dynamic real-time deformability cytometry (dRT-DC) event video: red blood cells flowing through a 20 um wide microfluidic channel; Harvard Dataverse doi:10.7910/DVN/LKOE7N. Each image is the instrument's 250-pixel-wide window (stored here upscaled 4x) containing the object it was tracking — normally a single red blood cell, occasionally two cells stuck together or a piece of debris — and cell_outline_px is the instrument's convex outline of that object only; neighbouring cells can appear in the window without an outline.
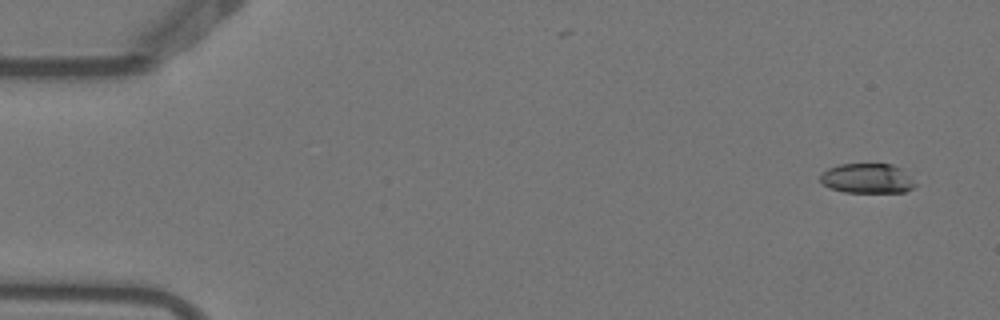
{"species": "Egyptian fruit bat (a non-hibernating species)", "species_latin": "Rousettus aegyptiacus", "temperature_condition": "warm", "stored_images_in_passage": 6, "camera_frame_rate_fps": 3000, "um_per_image_px": 0.085, "animal": {"sex": "female"}, "frame": {"image": 1, "passage_image": 1, "time_ms": 0.0, "image_size_px": [1000, 320], "cell_outline_px": [[916, 184], [912, 188], [904, 192], [844, 192], [832, 188], [824, 184], [820, 180], [820, 176], [828, 168], [840, 164], [892, 164], [900, 168]], "centroid_in_image_um": [73.7, 15.16], "position_along_channel_um": 11.3, "area_um2": 16.18}}
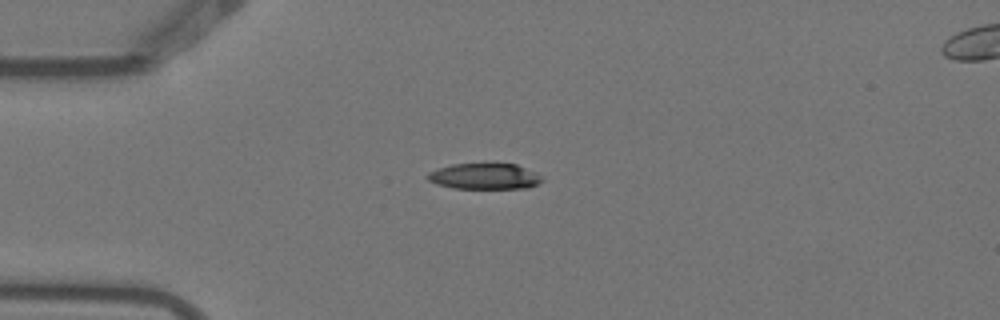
{"frame": {"image": 2, "passage_image": 4, "time_ms": 1.0, "image_size_px": [1000, 320], "cell_outline_px": [[544, 180], [536, 184], [524, 188], [452, 188], [436, 184], [428, 180], [424, 176], [428, 172], [452, 164], [516, 164], [536, 172]], "centroid_in_image_um": [41.15, 14.99], "position_along_channel_um": 43.9, "area_um2": 17.17}}
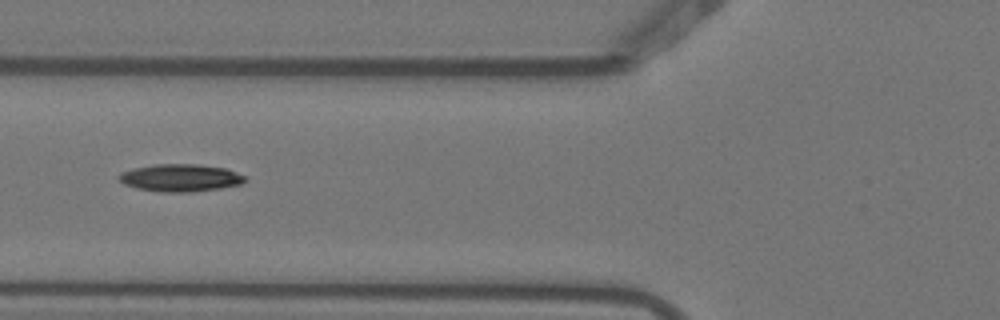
{"frame": {"image": 3, "passage_image": 6, "time_ms": 1.667, "image_size_px": [1000, 320], "cell_outline_px": [[248, 180], [240, 184], [220, 188], [192, 192], [160, 192], [136, 188], [124, 184], [116, 176], [120, 172], [132, 168], [152, 164], [196, 164], [224, 168], [248, 176]], "centroid_in_image_um": [15.32, 15.11], "position_along_channel_um": 110.5, "area_um2": 20.4}}